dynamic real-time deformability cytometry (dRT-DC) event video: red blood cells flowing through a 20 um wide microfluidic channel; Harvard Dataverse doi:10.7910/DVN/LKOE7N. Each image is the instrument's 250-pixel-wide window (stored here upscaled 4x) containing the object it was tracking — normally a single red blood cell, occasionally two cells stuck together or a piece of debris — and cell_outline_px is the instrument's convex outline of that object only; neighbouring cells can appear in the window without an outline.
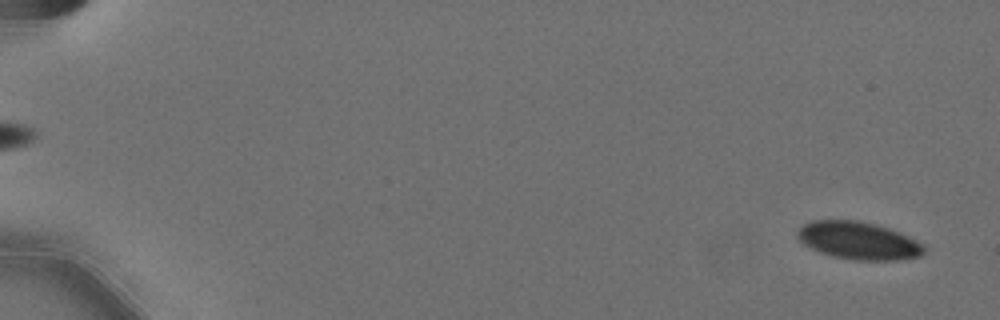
{"species": "Egyptian fruit bat (a non-hibernating species)", "species_latin": "Rousettus aegyptiacus", "temperature_condition": "cold", "stored_images_in_passage": 14, "camera_frame_rate_fps": 3000, "um_per_image_px": 0.085, "animal": {"sex": "female"}, "frame": {"image": 1, "passage_image": 3, "time_ms": 0.667, "image_size_px": [1000, 320], "cell_outline_px": [[924, 252], [920, 256], [896, 260], [856, 260], [832, 256], [820, 252], [804, 244], [796, 236], [796, 232], [804, 224], [812, 220], [860, 220], [876, 224], [900, 232], [924, 244]], "centroid_in_image_um": [72.97, 20.44], "position_along_channel_um": 12.0, "area_um2": 27.74}}